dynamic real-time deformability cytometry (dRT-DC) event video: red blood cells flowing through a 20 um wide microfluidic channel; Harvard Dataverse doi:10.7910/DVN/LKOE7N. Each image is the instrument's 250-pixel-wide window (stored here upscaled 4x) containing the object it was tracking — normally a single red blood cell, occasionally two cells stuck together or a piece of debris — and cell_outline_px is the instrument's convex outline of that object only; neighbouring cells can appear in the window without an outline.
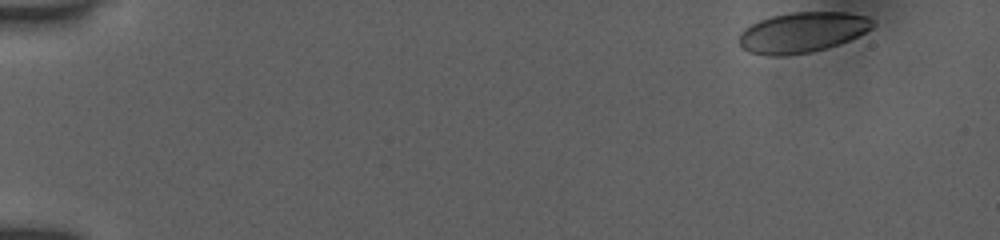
{"species": "human", "species_latin": "Homo sapiens", "temperature_condition": "room temperature", "stored_images_in_passage": 12, "camera_frame_rate_fps": 3000, "um_per_image_px": 0.085, "donor": {"sex": "female"}, "frame": {"image": 1, "passage_image": 1, "time_ms": 0.0, "image_size_px": [1000, 240], "cell_outline_px": [[872, 28], [840, 44], [808, 52], [780, 56], [768, 56], [748, 52], [740, 44], [740, 32], [744, 28], [760, 20], [772, 16], [792, 12], [844, 12], [868, 16], [872, 20]], "centroid_in_image_um": [68.17, 2.74], "position_along_channel_um": 16.8, "area_um2": 31.1}}
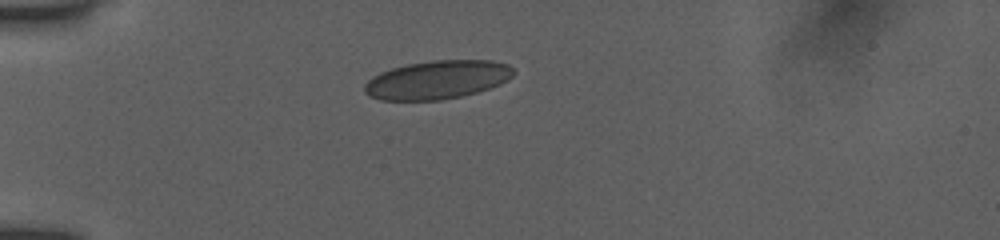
{"frame": {"image": 2, "passage_image": 10, "time_ms": 3.0, "image_size_px": [1000, 240], "cell_outline_px": [[516, 72], [508, 80], [500, 84], [476, 92], [460, 96], [440, 100], [380, 100], [364, 92], [364, 84], [372, 76], [380, 72], [392, 68], [408, 64], [432, 60], [492, 60], [508, 64]], "centroid_in_image_um": [37.17, 6.77], "position_along_channel_um": 47.8, "area_um2": 33.41}}
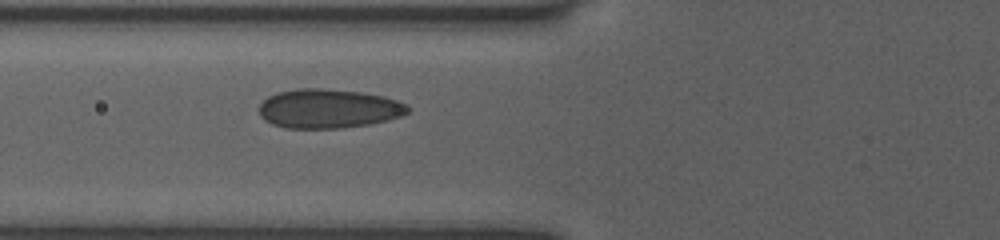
{"frame": {"image": 3, "passage_image": 12, "time_ms": 3.667, "image_size_px": [1000, 240], "cell_outline_px": [[408, 112], [400, 116], [388, 120], [368, 124], [340, 128], [284, 128], [272, 124], [264, 120], [260, 116], [260, 104], [268, 96], [276, 92], [296, 88], [320, 88], [360, 92], [384, 96], [408, 104]], "centroid_in_image_um": [27.89, 9.23], "position_along_channel_um": 97.9, "area_um2": 33.99}}